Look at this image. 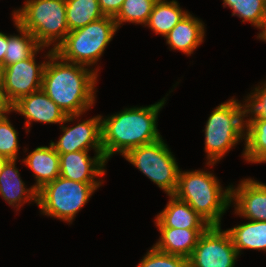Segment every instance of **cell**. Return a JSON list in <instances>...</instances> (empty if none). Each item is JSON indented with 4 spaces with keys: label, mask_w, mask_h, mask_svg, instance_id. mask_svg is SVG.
Segmentation results:
<instances>
[{
    "label": "cell",
    "mask_w": 266,
    "mask_h": 267,
    "mask_svg": "<svg viewBox=\"0 0 266 267\" xmlns=\"http://www.w3.org/2000/svg\"><path fill=\"white\" fill-rule=\"evenodd\" d=\"M46 56L41 89L67 115H82L94 104L98 70L65 61L52 49Z\"/></svg>",
    "instance_id": "cell-1"
},
{
    "label": "cell",
    "mask_w": 266,
    "mask_h": 267,
    "mask_svg": "<svg viewBox=\"0 0 266 267\" xmlns=\"http://www.w3.org/2000/svg\"><path fill=\"white\" fill-rule=\"evenodd\" d=\"M165 98L147 107L126 108L101 120L102 149L105 159L115 152L124 156L130 149L153 143L162 136L157 129L158 112Z\"/></svg>",
    "instance_id": "cell-2"
},
{
    "label": "cell",
    "mask_w": 266,
    "mask_h": 267,
    "mask_svg": "<svg viewBox=\"0 0 266 267\" xmlns=\"http://www.w3.org/2000/svg\"><path fill=\"white\" fill-rule=\"evenodd\" d=\"M230 187L224 191L210 172L180 171L173 195L186 202L210 226H221V216L231 204Z\"/></svg>",
    "instance_id": "cell-3"
},
{
    "label": "cell",
    "mask_w": 266,
    "mask_h": 267,
    "mask_svg": "<svg viewBox=\"0 0 266 267\" xmlns=\"http://www.w3.org/2000/svg\"><path fill=\"white\" fill-rule=\"evenodd\" d=\"M13 18L21 28L35 37L41 47H48L59 41L53 45L52 50L69 33L65 0H27L22 9L14 11Z\"/></svg>",
    "instance_id": "cell-4"
},
{
    "label": "cell",
    "mask_w": 266,
    "mask_h": 267,
    "mask_svg": "<svg viewBox=\"0 0 266 267\" xmlns=\"http://www.w3.org/2000/svg\"><path fill=\"white\" fill-rule=\"evenodd\" d=\"M118 27L113 17L103 18L74 31L54 50L63 60L91 66L96 64Z\"/></svg>",
    "instance_id": "cell-5"
},
{
    "label": "cell",
    "mask_w": 266,
    "mask_h": 267,
    "mask_svg": "<svg viewBox=\"0 0 266 267\" xmlns=\"http://www.w3.org/2000/svg\"><path fill=\"white\" fill-rule=\"evenodd\" d=\"M241 103L232 98L216 107L205 125V152L207 165L219 161L242 137L245 126L242 122Z\"/></svg>",
    "instance_id": "cell-6"
},
{
    "label": "cell",
    "mask_w": 266,
    "mask_h": 267,
    "mask_svg": "<svg viewBox=\"0 0 266 267\" xmlns=\"http://www.w3.org/2000/svg\"><path fill=\"white\" fill-rule=\"evenodd\" d=\"M99 185L59 176L38 190L37 205L44 215L71 222Z\"/></svg>",
    "instance_id": "cell-7"
},
{
    "label": "cell",
    "mask_w": 266,
    "mask_h": 267,
    "mask_svg": "<svg viewBox=\"0 0 266 267\" xmlns=\"http://www.w3.org/2000/svg\"><path fill=\"white\" fill-rule=\"evenodd\" d=\"M124 158L137 167L151 181L173 195L177 188L180 169L167 144L159 140L130 149Z\"/></svg>",
    "instance_id": "cell-8"
},
{
    "label": "cell",
    "mask_w": 266,
    "mask_h": 267,
    "mask_svg": "<svg viewBox=\"0 0 266 267\" xmlns=\"http://www.w3.org/2000/svg\"><path fill=\"white\" fill-rule=\"evenodd\" d=\"M238 255L229 233L209 226L188 258V267H234Z\"/></svg>",
    "instance_id": "cell-9"
},
{
    "label": "cell",
    "mask_w": 266,
    "mask_h": 267,
    "mask_svg": "<svg viewBox=\"0 0 266 267\" xmlns=\"http://www.w3.org/2000/svg\"><path fill=\"white\" fill-rule=\"evenodd\" d=\"M35 52L30 58L3 68L1 85L6 101L12 105L23 96L42 88L46 62H35Z\"/></svg>",
    "instance_id": "cell-10"
},
{
    "label": "cell",
    "mask_w": 266,
    "mask_h": 267,
    "mask_svg": "<svg viewBox=\"0 0 266 267\" xmlns=\"http://www.w3.org/2000/svg\"><path fill=\"white\" fill-rule=\"evenodd\" d=\"M11 111L19 112L25 116V125L29 131L32 121L42 123L72 122L80 115H67L46 93L40 89L29 95L23 96L11 105Z\"/></svg>",
    "instance_id": "cell-11"
},
{
    "label": "cell",
    "mask_w": 266,
    "mask_h": 267,
    "mask_svg": "<svg viewBox=\"0 0 266 267\" xmlns=\"http://www.w3.org/2000/svg\"><path fill=\"white\" fill-rule=\"evenodd\" d=\"M101 120L100 115L78 123L72 128L62 126L64 134L58 142L51 141L52 146L59 154L89 151L91 148L96 153H103Z\"/></svg>",
    "instance_id": "cell-12"
},
{
    "label": "cell",
    "mask_w": 266,
    "mask_h": 267,
    "mask_svg": "<svg viewBox=\"0 0 266 267\" xmlns=\"http://www.w3.org/2000/svg\"><path fill=\"white\" fill-rule=\"evenodd\" d=\"M106 162L103 153H96L94 158L88 151L59 154L60 176L81 183H102L95 177L105 174Z\"/></svg>",
    "instance_id": "cell-13"
},
{
    "label": "cell",
    "mask_w": 266,
    "mask_h": 267,
    "mask_svg": "<svg viewBox=\"0 0 266 267\" xmlns=\"http://www.w3.org/2000/svg\"><path fill=\"white\" fill-rule=\"evenodd\" d=\"M231 202H236L235 213L251 221H266V185L244 179L237 188L230 187Z\"/></svg>",
    "instance_id": "cell-14"
},
{
    "label": "cell",
    "mask_w": 266,
    "mask_h": 267,
    "mask_svg": "<svg viewBox=\"0 0 266 267\" xmlns=\"http://www.w3.org/2000/svg\"><path fill=\"white\" fill-rule=\"evenodd\" d=\"M169 197L165 209L156 216L157 228L207 229L210 226L186 202L174 195Z\"/></svg>",
    "instance_id": "cell-15"
},
{
    "label": "cell",
    "mask_w": 266,
    "mask_h": 267,
    "mask_svg": "<svg viewBox=\"0 0 266 267\" xmlns=\"http://www.w3.org/2000/svg\"><path fill=\"white\" fill-rule=\"evenodd\" d=\"M15 162V159H8L2 168L0 173V195L9 205L16 208L30 200L37 204L38 191L33 186L29 189L25 188L19 171L16 169Z\"/></svg>",
    "instance_id": "cell-16"
},
{
    "label": "cell",
    "mask_w": 266,
    "mask_h": 267,
    "mask_svg": "<svg viewBox=\"0 0 266 267\" xmlns=\"http://www.w3.org/2000/svg\"><path fill=\"white\" fill-rule=\"evenodd\" d=\"M204 34V24L187 13L165 38L171 49L190 55L203 42Z\"/></svg>",
    "instance_id": "cell-17"
},
{
    "label": "cell",
    "mask_w": 266,
    "mask_h": 267,
    "mask_svg": "<svg viewBox=\"0 0 266 267\" xmlns=\"http://www.w3.org/2000/svg\"><path fill=\"white\" fill-rule=\"evenodd\" d=\"M23 162L33 171L36 184L33 187L38 191L45 184L60 176L59 153L50 143V147H37Z\"/></svg>",
    "instance_id": "cell-18"
},
{
    "label": "cell",
    "mask_w": 266,
    "mask_h": 267,
    "mask_svg": "<svg viewBox=\"0 0 266 267\" xmlns=\"http://www.w3.org/2000/svg\"><path fill=\"white\" fill-rule=\"evenodd\" d=\"M161 234L154 247L162 252L189 258L206 229L158 228Z\"/></svg>",
    "instance_id": "cell-19"
},
{
    "label": "cell",
    "mask_w": 266,
    "mask_h": 267,
    "mask_svg": "<svg viewBox=\"0 0 266 267\" xmlns=\"http://www.w3.org/2000/svg\"><path fill=\"white\" fill-rule=\"evenodd\" d=\"M238 254L242 249L266 251V221H251L226 230Z\"/></svg>",
    "instance_id": "cell-20"
},
{
    "label": "cell",
    "mask_w": 266,
    "mask_h": 267,
    "mask_svg": "<svg viewBox=\"0 0 266 267\" xmlns=\"http://www.w3.org/2000/svg\"><path fill=\"white\" fill-rule=\"evenodd\" d=\"M176 0L170 2L158 0L149 16L146 26L155 31V34L166 35L181 21L188 13L183 11Z\"/></svg>",
    "instance_id": "cell-21"
},
{
    "label": "cell",
    "mask_w": 266,
    "mask_h": 267,
    "mask_svg": "<svg viewBox=\"0 0 266 267\" xmlns=\"http://www.w3.org/2000/svg\"><path fill=\"white\" fill-rule=\"evenodd\" d=\"M66 21L74 31L104 17L98 0H66Z\"/></svg>",
    "instance_id": "cell-22"
},
{
    "label": "cell",
    "mask_w": 266,
    "mask_h": 267,
    "mask_svg": "<svg viewBox=\"0 0 266 267\" xmlns=\"http://www.w3.org/2000/svg\"><path fill=\"white\" fill-rule=\"evenodd\" d=\"M13 20L21 36H8V46H6L3 68L20 62L21 60L28 59L35 52H39V50L43 48L37 43L35 37L29 31L21 28L14 18Z\"/></svg>",
    "instance_id": "cell-23"
},
{
    "label": "cell",
    "mask_w": 266,
    "mask_h": 267,
    "mask_svg": "<svg viewBox=\"0 0 266 267\" xmlns=\"http://www.w3.org/2000/svg\"><path fill=\"white\" fill-rule=\"evenodd\" d=\"M245 160L252 163H266V119L252 120L245 126Z\"/></svg>",
    "instance_id": "cell-24"
},
{
    "label": "cell",
    "mask_w": 266,
    "mask_h": 267,
    "mask_svg": "<svg viewBox=\"0 0 266 267\" xmlns=\"http://www.w3.org/2000/svg\"><path fill=\"white\" fill-rule=\"evenodd\" d=\"M233 11V15L243 18L242 22L248 21L258 29H261L266 20L265 0H223Z\"/></svg>",
    "instance_id": "cell-25"
},
{
    "label": "cell",
    "mask_w": 266,
    "mask_h": 267,
    "mask_svg": "<svg viewBox=\"0 0 266 267\" xmlns=\"http://www.w3.org/2000/svg\"><path fill=\"white\" fill-rule=\"evenodd\" d=\"M158 0H125L114 17L117 27L123 22L144 24L148 22L149 16Z\"/></svg>",
    "instance_id": "cell-26"
},
{
    "label": "cell",
    "mask_w": 266,
    "mask_h": 267,
    "mask_svg": "<svg viewBox=\"0 0 266 267\" xmlns=\"http://www.w3.org/2000/svg\"><path fill=\"white\" fill-rule=\"evenodd\" d=\"M247 98V104H241L242 119L248 116L247 114L252 115L249 119L247 118L246 121L242 120V122H245L244 125H248L255 119H266V83L261 87L255 88V91L252 92L251 95L249 94ZM252 116L254 117L252 118Z\"/></svg>",
    "instance_id": "cell-27"
},
{
    "label": "cell",
    "mask_w": 266,
    "mask_h": 267,
    "mask_svg": "<svg viewBox=\"0 0 266 267\" xmlns=\"http://www.w3.org/2000/svg\"><path fill=\"white\" fill-rule=\"evenodd\" d=\"M18 133L6 115L0 116V156L17 159Z\"/></svg>",
    "instance_id": "cell-28"
},
{
    "label": "cell",
    "mask_w": 266,
    "mask_h": 267,
    "mask_svg": "<svg viewBox=\"0 0 266 267\" xmlns=\"http://www.w3.org/2000/svg\"><path fill=\"white\" fill-rule=\"evenodd\" d=\"M137 267H188V259L159 251L153 246Z\"/></svg>",
    "instance_id": "cell-29"
},
{
    "label": "cell",
    "mask_w": 266,
    "mask_h": 267,
    "mask_svg": "<svg viewBox=\"0 0 266 267\" xmlns=\"http://www.w3.org/2000/svg\"><path fill=\"white\" fill-rule=\"evenodd\" d=\"M125 0H98L104 16L115 17Z\"/></svg>",
    "instance_id": "cell-30"
},
{
    "label": "cell",
    "mask_w": 266,
    "mask_h": 267,
    "mask_svg": "<svg viewBox=\"0 0 266 267\" xmlns=\"http://www.w3.org/2000/svg\"><path fill=\"white\" fill-rule=\"evenodd\" d=\"M11 112V105L6 101L2 85L0 82V115H5Z\"/></svg>",
    "instance_id": "cell-31"
},
{
    "label": "cell",
    "mask_w": 266,
    "mask_h": 267,
    "mask_svg": "<svg viewBox=\"0 0 266 267\" xmlns=\"http://www.w3.org/2000/svg\"><path fill=\"white\" fill-rule=\"evenodd\" d=\"M6 46H8V36L0 32V63L2 64V66L6 54Z\"/></svg>",
    "instance_id": "cell-32"
},
{
    "label": "cell",
    "mask_w": 266,
    "mask_h": 267,
    "mask_svg": "<svg viewBox=\"0 0 266 267\" xmlns=\"http://www.w3.org/2000/svg\"><path fill=\"white\" fill-rule=\"evenodd\" d=\"M261 32L257 37H259L261 40H264L266 42V20L264 21Z\"/></svg>",
    "instance_id": "cell-33"
},
{
    "label": "cell",
    "mask_w": 266,
    "mask_h": 267,
    "mask_svg": "<svg viewBox=\"0 0 266 267\" xmlns=\"http://www.w3.org/2000/svg\"><path fill=\"white\" fill-rule=\"evenodd\" d=\"M7 160H8L7 158H5V157H3V156H0V173H1L2 168H3V166H4V164H5V162H6Z\"/></svg>",
    "instance_id": "cell-34"
},
{
    "label": "cell",
    "mask_w": 266,
    "mask_h": 267,
    "mask_svg": "<svg viewBox=\"0 0 266 267\" xmlns=\"http://www.w3.org/2000/svg\"><path fill=\"white\" fill-rule=\"evenodd\" d=\"M2 76H3V66L2 64L0 63V82L2 80Z\"/></svg>",
    "instance_id": "cell-35"
}]
</instances>
